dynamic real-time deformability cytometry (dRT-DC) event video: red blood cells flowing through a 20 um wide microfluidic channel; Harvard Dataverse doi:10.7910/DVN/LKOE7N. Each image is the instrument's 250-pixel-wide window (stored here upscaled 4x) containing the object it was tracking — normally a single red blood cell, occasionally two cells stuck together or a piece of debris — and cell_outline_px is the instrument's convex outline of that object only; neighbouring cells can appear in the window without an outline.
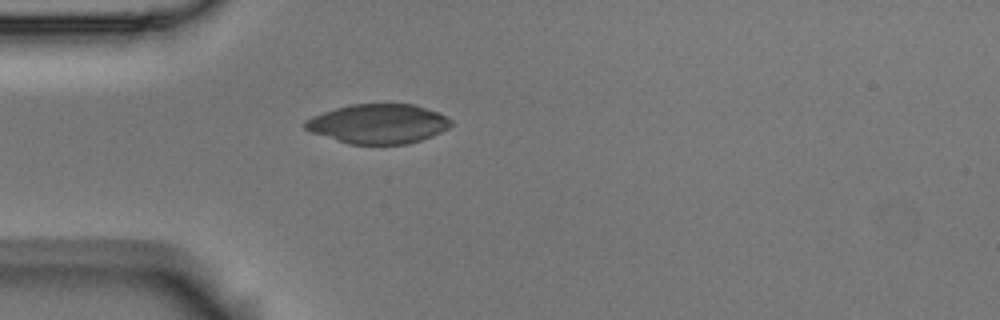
{"species": "Egyptian fruit bat (a non-hibernating species)", "species_latin": "Rousettus aegyptiacus", "temperature_condition": "room temperature", "stored_images_in_passage": 1, "camera_frame_rate_fps": 3000, "um_per_image_px": 0.085, "animal": {"sex": "male"}, "frame": {"image": 1, "passage_image": 1, "time_ms": 0.0, "image_size_px": [1000, 320], "cell_outline_px": [[452, 124], [448, 128], [432, 136], [408, 144], [348, 144], [312, 132], [304, 128], [304, 120], [312, 116], [336, 108], [352, 104], [412, 104], [436, 112], [452, 120]], "centroid_in_image_um": [32.13, 10.53], "position_along_channel_um": 52.9, "area_um2": 33.29}}